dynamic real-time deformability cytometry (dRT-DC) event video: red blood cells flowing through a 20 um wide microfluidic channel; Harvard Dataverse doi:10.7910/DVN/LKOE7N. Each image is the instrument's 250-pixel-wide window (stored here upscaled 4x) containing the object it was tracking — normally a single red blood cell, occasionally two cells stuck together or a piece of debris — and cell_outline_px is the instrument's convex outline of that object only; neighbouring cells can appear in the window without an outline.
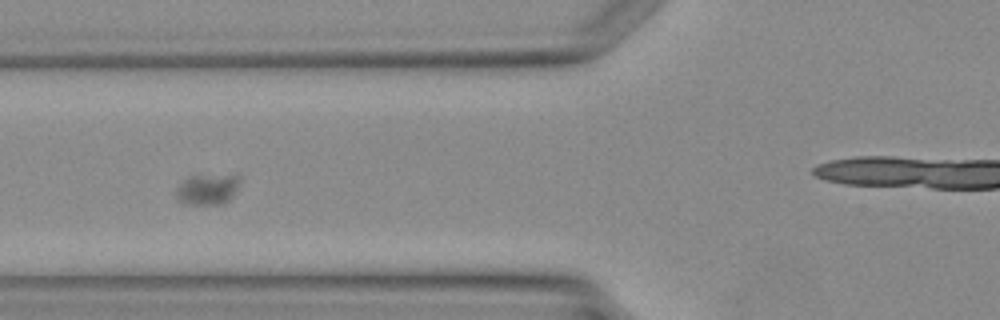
{"species": "Egyptian fruit bat (a non-hibernating species)", "species_latin": "Rousettus aegyptiacus", "temperature_condition": "warm", "stored_images_in_passage": 4, "camera_frame_rate_fps": 3000, "um_per_image_px": 0.085, "animal": {"sex": "female"}, "frame": {"image": 1, "passage_image": 3, "time_ms": 3.333, "image_size_px": [1000, 320], "cell_outline_px": [[240, 176], [236, 188], [232, 196], [228, 200], [220, 204], [188, 204], [176, 200], [176, 192], [180, 184], [188, 176], [236, 172]], "centroid_in_image_um": [17.66, 16.03], "position_along_channel_um": 108.1, "area_um2": 11.68}}